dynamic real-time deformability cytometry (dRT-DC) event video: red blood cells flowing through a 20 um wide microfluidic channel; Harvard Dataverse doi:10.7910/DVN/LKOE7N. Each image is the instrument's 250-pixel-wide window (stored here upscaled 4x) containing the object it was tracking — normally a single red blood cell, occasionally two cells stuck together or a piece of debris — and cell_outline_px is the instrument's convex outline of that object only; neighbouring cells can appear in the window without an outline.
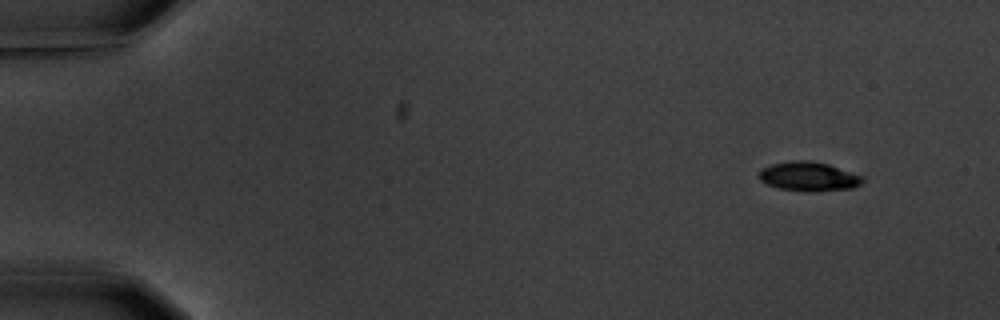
{"species": "common noctule bat (a hibernating species)", "species_latin": "Nyctalus noctula", "temperature_condition": "warm", "stored_images_in_passage": 10, "camera_frame_rate_fps": 3000, "um_per_image_px": 0.085, "animal": {"sex": "male", "body_mass_g": 20.1, "forearm_length_mm": 53.5}, "frame": {"image": 1, "passage_image": 1, "time_ms": 0.0, "image_size_px": [1000, 320], "cell_outline_px": [[864, 180], [860, 184], [852, 188], [816, 192], [804, 192], [780, 188], [768, 184], [760, 180], [760, 168], [772, 164], [792, 160], [812, 160], [828, 164], [864, 176]], "centroid_in_image_um": [68.76, 15.0], "position_along_channel_um": 16.2, "area_um2": 17.8}}
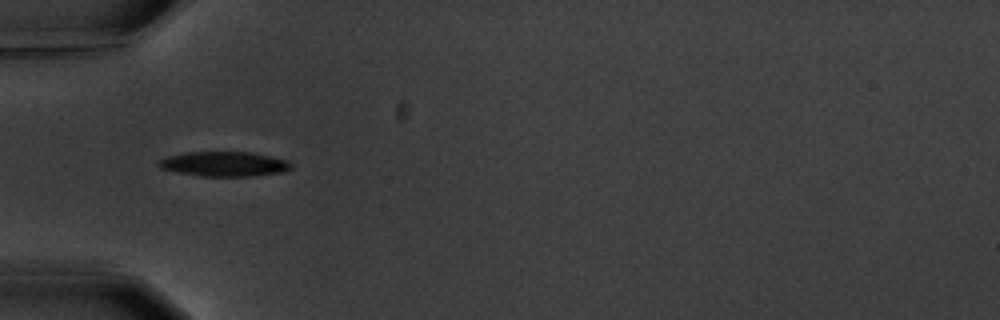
{"frame": {"image": 2, "passage_image": 5, "time_ms": 4.667, "image_size_px": [1000, 320], "cell_outline_px": [[292, 168], [284, 172], [248, 176], [200, 176], [160, 168], [160, 160], [168, 156], [188, 152], [252, 152], [272, 156], [288, 160], [292, 164]], "centroid_in_image_um": [19.14, 13.93], "position_along_channel_um": 65.9, "area_um2": 18.96}}
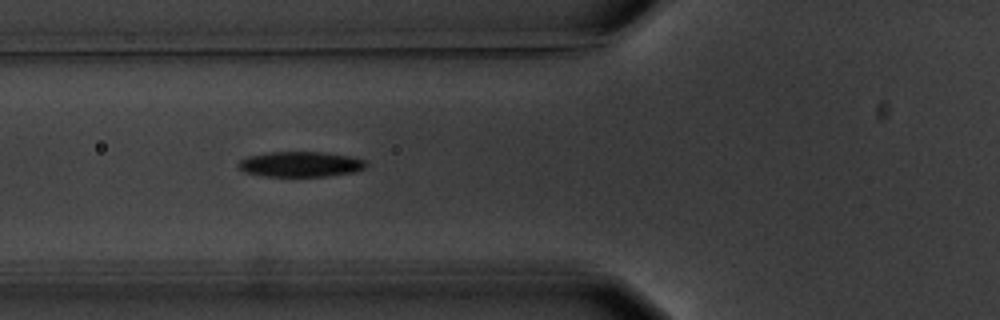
{"frame": {"image": 3, "passage_image": 6, "time_ms": 5.667, "image_size_px": [1000, 320], "cell_outline_px": [[368, 164], [364, 168], [356, 172], [324, 176], [264, 176], [244, 172], [236, 168], [236, 164], [240, 160], [248, 156], [268, 152], [324, 152], [348, 156], [364, 160]], "centroid_in_image_um": [25.49, 13.96], "position_along_channel_um": 100.3, "area_um2": 18.9}}